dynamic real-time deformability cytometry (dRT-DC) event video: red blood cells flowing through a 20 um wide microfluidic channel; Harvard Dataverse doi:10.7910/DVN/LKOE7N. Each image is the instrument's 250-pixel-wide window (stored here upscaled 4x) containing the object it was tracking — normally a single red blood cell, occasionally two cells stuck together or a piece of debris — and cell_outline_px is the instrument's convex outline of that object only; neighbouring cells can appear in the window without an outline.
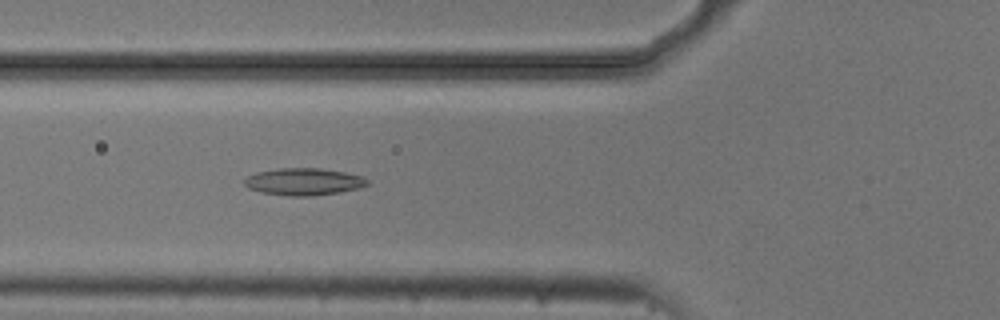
{"species": "common noctule bat (a hibernating species)", "species_latin": "Nyctalus noctula", "temperature_condition": "cold", "stored_images_in_passage": 6, "camera_frame_rate_fps": 3000, "um_per_image_px": 0.085, "animal": {"sex": "male", "body_mass_g": 20.5, "forearm_length_mm": 52.5}, "frame": {"image": 1, "passage_image": 6, "time_ms": 1.667, "image_size_px": [1000, 320], "cell_outline_px": [[368, 184], [360, 188], [340, 192], [312, 196], [288, 196], [260, 192], [248, 188], [244, 184], [244, 180], [248, 176], [256, 172], [276, 168], [320, 168], [344, 172], [364, 176], [368, 180]], "centroid_in_image_um": [25.82, 15.44], "position_along_channel_um": 100.0, "area_um2": 19.59}}